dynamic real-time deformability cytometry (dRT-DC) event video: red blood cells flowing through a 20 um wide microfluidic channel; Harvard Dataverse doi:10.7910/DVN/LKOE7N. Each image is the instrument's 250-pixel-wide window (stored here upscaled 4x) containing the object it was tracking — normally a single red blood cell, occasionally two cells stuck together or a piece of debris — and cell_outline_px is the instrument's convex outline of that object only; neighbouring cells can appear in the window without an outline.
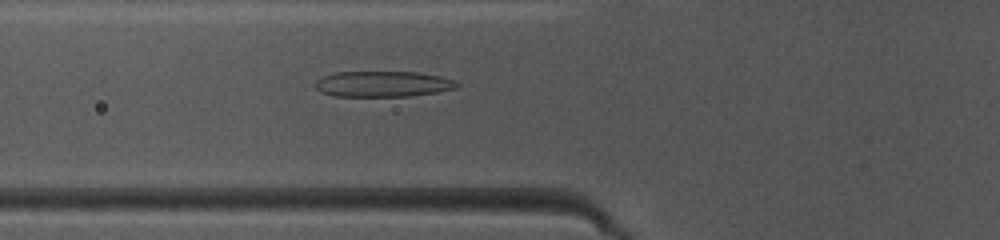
{"species": "common noctule bat (a hibernating species)", "species_latin": "Nyctalus noctula", "temperature_condition": "warm", "stored_images_in_passage": 48, "camera_frame_rate_fps": 3000, "um_per_image_px": 0.085, "animal": {"sex": "female", "body_mass_g": 10.0, "forearm_length_mm": 53.1}, "frame": {"image": 1, "passage_image": 18, "time_ms": 5.667, "image_size_px": [1000, 240], "cell_outline_px": [[460, 84], [456, 88], [436, 92], [408, 96], [336, 96], [320, 92], [316, 88], [316, 80], [324, 76], [336, 72], [416, 72], [440, 76], [452, 80]], "centroid_in_image_um": [32.53, 7.14], "position_along_channel_um": 93.3, "area_um2": 21.04}}
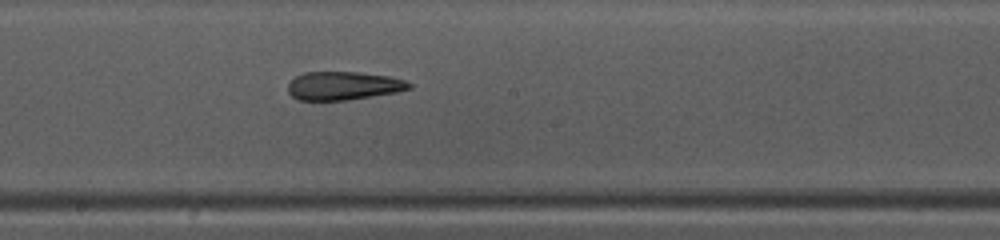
{"frame": {"image": 2, "passage_image": 27, "time_ms": 8.667, "image_size_px": [1000, 240], "cell_outline_px": [[412, 88], [396, 92], [348, 100], [300, 100], [292, 96], [288, 92], [288, 84], [296, 76], [304, 72], [360, 72], [388, 76], [404, 80], [412, 84]], "centroid_in_image_um": [29.19, 7.29], "position_along_channel_um": 219.0, "area_um2": 20.0}}
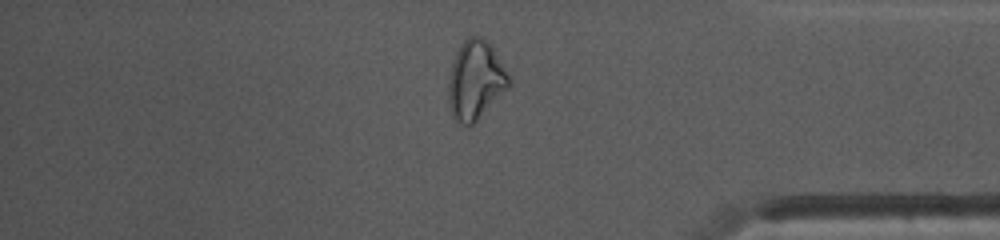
{"frame": {"image": 3, "passage_image": 41, "time_ms": 13.333, "image_size_px": [1000, 240], "cell_outline_px": [[512, 80], [508, 88], [472, 124], [464, 124], [456, 120], [452, 116], [448, 100], [448, 84], [452, 64], [456, 52], [460, 44], [468, 36], [480, 36], [492, 48], [508, 72]], "centroid_in_image_um": [40.41, 6.8], "position_along_channel_um": 394.8, "area_um2": 27.34}, "authors_computed_cell_mechanics": {"area_um2": 23.3801, "velocity_mm_per_s": 4.1638, "shape_relaxation_time_tau1_ms": null, "shape_relaxation_time_tau2_ms": 2.3802, "deformation_change_tau1": null, "deformation_change_tau2": 0.1266}}